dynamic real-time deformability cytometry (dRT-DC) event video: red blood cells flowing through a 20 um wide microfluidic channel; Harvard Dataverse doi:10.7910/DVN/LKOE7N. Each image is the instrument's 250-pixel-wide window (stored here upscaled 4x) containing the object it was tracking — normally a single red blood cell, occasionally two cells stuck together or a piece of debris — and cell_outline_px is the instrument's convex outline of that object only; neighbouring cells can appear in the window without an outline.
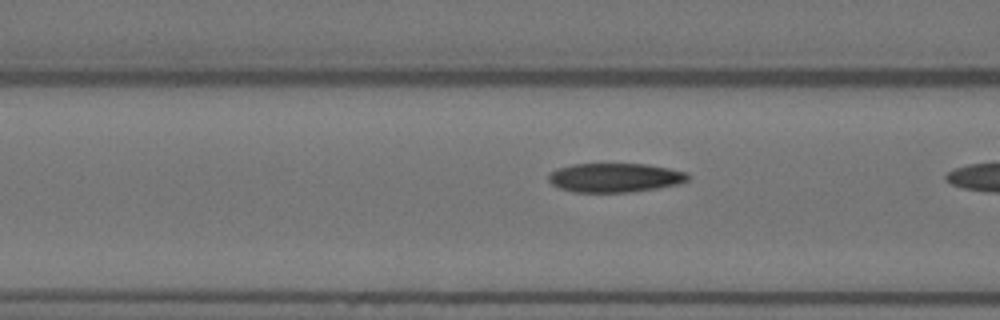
{"species": "Egyptian fruit bat (a non-hibernating species)", "species_latin": "Rousettus aegyptiacus", "temperature_condition": "warm", "stored_images_in_passage": 15, "camera_frame_rate_fps": 3000, "um_per_image_px": 0.085, "animal": {"sex": "female"}, "frame": {"image": 1, "passage_image": 14, "time_ms": 4.333, "image_size_px": [1000, 320], "cell_outline_px": [[688, 180], [680, 184], [656, 188], [628, 192], [572, 192], [560, 188], [552, 184], [548, 180], [548, 172], [556, 168], [572, 164], [648, 164], [688, 172]], "centroid_in_image_um": [52.24, 15.09], "position_along_channel_um": 114.4, "area_um2": 23.76}}